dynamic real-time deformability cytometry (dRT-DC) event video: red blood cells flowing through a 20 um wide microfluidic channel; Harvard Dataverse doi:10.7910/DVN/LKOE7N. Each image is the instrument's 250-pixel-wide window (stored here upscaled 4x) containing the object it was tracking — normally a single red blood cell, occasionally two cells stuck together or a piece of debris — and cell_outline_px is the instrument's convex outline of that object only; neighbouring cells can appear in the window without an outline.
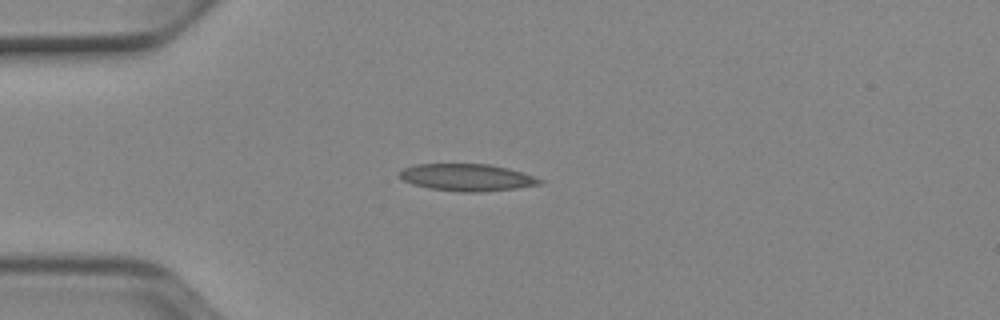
{"species": "Egyptian fruit bat (a non-hibernating species)", "species_latin": "Rousettus aegyptiacus", "temperature_condition": "cold", "stored_images_in_passage": 4, "camera_frame_rate_fps": 3000, "um_per_image_px": 0.085, "animal": {"sex": "female"}, "frame": {"image": 1, "passage_image": 1, "time_ms": 0.0, "image_size_px": [1000, 320], "cell_outline_px": [[544, 184], [516, 188], [480, 192], [460, 192], [428, 188], [412, 184], [404, 180], [400, 176], [400, 172], [404, 168], [416, 164], [488, 164], [508, 168], [544, 180]], "centroid_in_image_um": [39.71, 15.09], "position_along_channel_um": 45.3, "area_um2": 22.02}}